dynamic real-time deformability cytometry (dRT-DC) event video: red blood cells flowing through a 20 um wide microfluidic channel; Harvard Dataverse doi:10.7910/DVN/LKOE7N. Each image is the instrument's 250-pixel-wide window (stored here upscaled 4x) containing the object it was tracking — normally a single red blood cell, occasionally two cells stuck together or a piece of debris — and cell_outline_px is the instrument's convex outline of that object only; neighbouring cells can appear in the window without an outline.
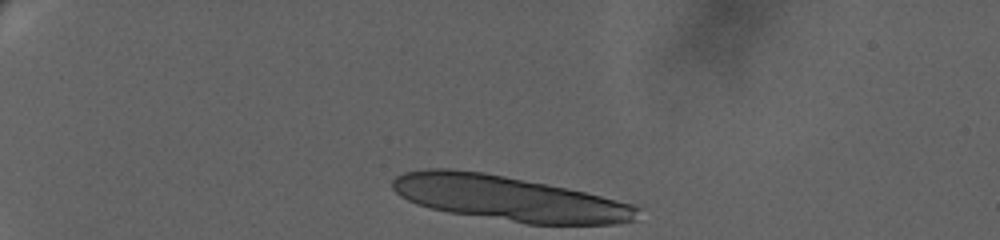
{"species": "human", "species_latin": "Homo sapiens", "temperature_condition": "warm", "stored_images_in_passage": 13, "camera_frame_rate_fps": 3000, "um_per_image_px": 0.085, "donor": {"sex": "female"}, "frame": {"image": 1, "passage_image": 1, "time_ms": 0.0, "image_size_px": [1000, 240], "cell_outline_px": [[644, 208], [636, 220], [616, 224], [528, 224], [448, 212], [428, 208], [416, 204], [400, 196], [392, 188], [392, 180], [396, 176], [404, 172], [428, 168], [448, 168], [484, 172], [584, 192], [632, 204]], "centroid_in_image_um": [43.23, 16.87], "position_along_channel_um": 41.8, "area_um2": 64.1}}